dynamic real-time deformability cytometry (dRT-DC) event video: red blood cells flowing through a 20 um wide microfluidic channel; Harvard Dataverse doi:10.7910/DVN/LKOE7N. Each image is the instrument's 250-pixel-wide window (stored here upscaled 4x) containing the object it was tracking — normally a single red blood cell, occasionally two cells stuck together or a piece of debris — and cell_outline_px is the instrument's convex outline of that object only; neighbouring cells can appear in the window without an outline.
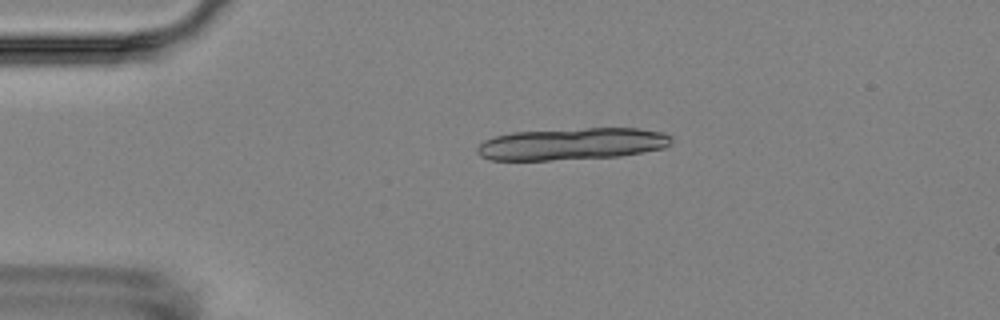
{"species": "Egyptian fruit bat (a non-hibernating species)", "species_latin": "Rousettus aegyptiacus", "temperature_condition": "room temperature", "stored_images_in_passage": 4, "segment_of_instrument_passage": [1, 2], "camera_frame_rate_fps": 3000, "um_per_image_px": 0.085, "animal": {"sex": "female"}, "frame": {"image": 1, "passage_image": 2, "time_ms": 1.333, "image_size_px": [1000, 320], "cell_outline_px": [[672, 144], [664, 148], [644, 152], [620, 156], [548, 160], [492, 160], [480, 156], [476, 152], [476, 148], [484, 140], [496, 136], [512, 132], [588, 128], [640, 128], [664, 132], [672, 136]], "centroid_in_image_um": [48.66, 12.23], "position_along_channel_um": 36.3, "area_um2": 36.36}}